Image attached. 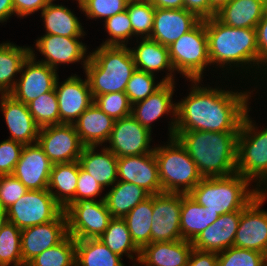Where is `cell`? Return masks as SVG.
Returning a JSON list of instances; mask_svg holds the SVG:
<instances>
[{
  "label": "cell",
  "instance_id": "e575fe53",
  "mask_svg": "<svg viewBox=\"0 0 267 266\" xmlns=\"http://www.w3.org/2000/svg\"><path fill=\"white\" fill-rule=\"evenodd\" d=\"M75 266H125L122 257L113 253L99 238L77 239Z\"/></svg>",
  "mask_w": 267,
  "mask_h": 266
},
{
  "label": "cell",
  "instance_id": "11a10c76",
  "mask_svg": "<svg viewBox=\"0 0 267 266\" xmlns=\"http://www.w3.org/2000/svg\"><path fill=\"white\" fill-rule=\"evenodd\" d=\"M155 8L164 9H182L184 8V0H147Z\"/></svg>",
  "mask_w": 267,
  "mask_h": 266
},
{
  "label": "cell",
  "instance_id": "4dcf8cb0",
  "mask_svg": "<svg viewBox=\"0 0 267 266\" xmlns=\"http://www.w3.org/2000/svg\"><path fill=\"white\" fill-rule=\"evenodd\" d=\"M79 161L53 164L48 191L63 208L75 202Z\"/></svg>",
  "mask_w": 267,
  "mask_h": 266
},
{
  "label": "cell",
  "instance_id": "6f0895ef",
  "mask_svg": "<svg viewBox=\"0 0 267 266\" xmlns=\"http://www.w3.org/2000/svg\"><path fill=\"white\" fill-rule=\"evenodd\" d=\"M231 0H210V18Z\"/></svg>",
  "mask_w": 267,
  "mask_h": 266
},
{
  "label": "cell",
  "instance_id": "8d00e7d4",
  "mask_svg": "<svg viewBox=\"0 0 267 266\" xmlns=\"http://www.w3.org/2000/svg\"><path fill=\"white\" fill-rule=\"evenodd\" d=\"M152 215L153 195H150L123 217L133 242L140 250L151 243Z\"/></svg>",
  "mask_w": 267,
  "mask_h": 266
},
{
  "label": "cell",
  "instance_id": "94428289",
  "mask_svg": "<svg viewBox=\"0 0 267 266\" xmlns=\"http://www.w3.org/2000/svg\"><path fill=\"white\" fill-rule=\"evenodd\" d=\"M76 1V0H75ZM79 2L80 4L82 3V0H77L76 3Z\"/></svg>",
  "mask_w": 267,
  "mask_h": 266
},
{
  "label": "cell",
  "instance_id": "db71d44e",
  "mask_svg": "<svg viewBox=\"0 0 267 266\" xmlns=\"http://www.w3.org/2000/svg\"><path fill=\"white\" fill-rule=\"evenodd\" d=\"M184 8L200 20L210 18V0H184Z\"/></svg>",
  "mask_w": 267,
  "mask_h": 266
},
{
  "label": "cell",
  "instance_id": "7402d4cb",
  "mask_svg": "<svg viewBox=\"0 0 267 266\" xmlns=\"http://www.w3.org/2000/svg\"><path fill=\"white\" fill-rule=\"evenodd\" d=\"M200 21L195 14L185 8H155L153 30L149 38L169 47Z\"/></svg>",
  "mask_w": 267,
  "mask_h": 266
},
{
  "label": "cell",
  "instance_id": "60d3db41",
  "mask_svg": "<svg viewBox=\"0 0 267 266\" xmlns=\"http://www.w3.org/2000/svg\"><path fill=\"white\" fill-rule=\"evenodd\" d=\"M35 123L41 128L60 124V114L55 89L42 94L27 104Z\"/></svg>",
  "mask_w": 267,
  "mask_h": 266
},
{
  "label": "cell",
  "instance_id": "30bf717a",
  "mask_svg": "<svg viewBox=\"0 0 267 266\" xmlns=\"http://www.w3.org/2000/svg\"><path fill=\"white\" fill-rule=\"evenodd\" d=\"M8 222L19 229L54 221L64 210L48 189L29 190L7 210Z\"/></svg>",
  "mask_w": 267,
  "mask_h": 266
},
{
  "label": "cell",
  "instance_id": "603a6c76",
  "mask_svg": "<svg viewBox=\"0 0 267 266\" xmlns=\"http://www.w3.org/2000/svg\"><path fill=\"white\" fill-rule=\"evenodd\" d=\"M0 110L10 131L8 139L31 145L37 143L40 127L35 123L28 106L11 95H1Z\"/></svg>",
  "mask_w": 267,
  "mask_h": 266
},
{
  "label": "cell",
  "instance_id": "2e32d148",
  "mask_svg": "<svg viewBox=\"0 0 267 266\" xmlns=\"http://www.w3.org/2000/svg\"><path fill=\"white\" fill-rule=\"evenodd\" d=\"M83 37H67L45 34L36 39V50L44 56L38 62L47 64L57 71L59 65L76 64L81 62L84 69L87 65L89 54L87 45L80 41ZM88 54V55H87ZM82 60V61H81Z\"/></svg>",
  "mask_w": 267,
  "mask_h": 266
},
{
  "label": "cell",
  "instance_id": "f1b7e54d",
  "mask_svg": "<svg viewBox=\"0 0 267 266\" xmlns=\"http://www.w3.org/2000/svg\"><path fill=\"white\" fill-rule=\"evenodd\" d=\"M265 11V0H231L215 17L234 28H256Z\"/></svg>",
  "mask_w": 267,
  "mask_h": 266
},
{
  "label": "cell",
  "instance_id": "d4e9b609",
  "mask_svg": "<svg viewBox=\"0 0 267 266\" xmlns=\"http://www.w3.org/2000/svg\"><path fill=\"white\" fill-rule=\"evenodd\" d=\"M137 46L130 47L135 67L138 70L157 75L165 70L166 76L160 80L163 82H176L175 71L169 58V48L150 38H135ZM140 40V42L138 41ZM165 69V70H164ZM169 72V73H168Z\"/></svg>",
  "mask_w": 267,
  "mask_h": 266
},
{
  "label": "cell",
  "instance_id": "7a4b0ae2",
  "mask_svg": "<svg viewBox=\"0 0 267 266\" xmlns=\"http://www.w3.org/2000/svg\"><path fill=\"white\" fill-rule=\"evenodd\" d=\"M204 22L211 66L213 65L217 69L219 67L224 72L226 70V74L234 68L238 69H234L233 73L236 71L237 74V71L240 70L242 74L243 72L247 74L251 72L252 68L253 72L251 73H254V76L257 73L264 74L261 76V81L267 77V71L259 64L255 28L230 27L220 22L215 16L205 19ZM225 67L226 69H224Z\"/></svg>",
  "mask_w": 267,
  "mask_h": 266
},
{
  "label": "cell",
  "instance_id": "3957f363",
  "mask_svg": "<svg viewBox=\"0 0 267 266\" xmlns=\"http://www.w3.org/2000/svg\"><path fill=\"white\" fill-rule=\"evenodd\" d=\"M239 132L175 131L203 178L236 173Z\"/></svg>",
  "mask_w": 267,
  "mask_h": 266
},
{
  "label": "cell",
  "instance_id": "ee69618b",
  "mask_svg": "<svg viewBox=\"0 0 267 266\" xmlns=\"http://www.w3.org/2000/svg\"><path fill=\"white\" fill-rule=\"evenodd\" d=\"M218 266H267V255L231 246L218 253Z\"/></svg>",
  "mask_w": 267,
  "mask_h": 266
},
{
  "label": "cell",
  "instance_id": "d6a6232c",
  "mask_svg": "<svg viewBox=\"0 0 267 266\" xmlns=\"http://www.w3.org/2000/svg\"><path fill=\"white\" fill-rule=\"evenodd\" d=\"M104 196L111 216L123 218L150 194L133 183L117 181Z\"/></svg>",
  "mask_w": 267,
  "mask_h": 266
},
{
  "label": "cell",
  "instance_id": "bcb514c9",
  "mask_svg": "<svg viewBox=\"0 0 267 266\" xmlns=\"http://www.w3.org/2000/svg\"><path fill=\"white\" fill-rule=\"evenodd\" d=\"M129 0H84L81 4L78 2L80 11L87 19H104L121 13L126 10Z\"/></svg>",
  "mask_w": 267,
  "mask_h": 266
},
{
  "label": "cell",
  "instance_id": "ba28073f",
  "mask_svg": "<svg viewBox=\"0 0 267 266\" xmlns=\"http://www.w3.org/2000/svg\"><path fill=\"white\" fill-rule=\"evenodd\" d=\"M168 48L169 58L176 73L182 74L187 81L204 78L205 69L211 66L204 20L183 34Z\"/></svg>",
  "mask_w": 267,
  "mask_h": 266
},
{
  "label": "cell",
  "instance_id": "8992f818",
  "mask_svg": "<svg viewBox=\"0 0 267 266\" xmlns=\"http://www.w3.org/2000/svg\"><path fill=\"white\" fill-rule=\"evenodd\" d=\"M166 143L154 149L162 192L188 194L203 177L175 137L169 138Z\"/></svg>",
  "mask_w": 267,
  "mask_h": 266
},
{
  "label": "cell",
  "instance_id": "f907efd6",
  "mask_svg": "<svg viewBox=\"0 0 267 266\" xmlns=\"http://www.w3.org/2000/svg\"><path fill=\"white\" fill-rule=\"evenodd\" d=\"M259 64L267 71V11L256 26Z\"/></svg>",
  "mask_w": 267,
  "mask_h": 266
},
{
  "label": "cell",
  "instance_id": "e0dca14e",
  "mask_svg": "<svg viewBox=\"0 0 267 266\" xmlns=\"http://www.w3.org/2000/svg\"><path fill=\"white\" fill-rule=\"evenodd\" d=\"M175 82H164V84L146 99L132 105V116L145 128L152 132V123L162 118L163 115L172 118L169 121L168 138L174 137L176 125L177 103H173ZM172 113V114H171Z\"/></svg>",
  "mask_w": 267,
  "mask_h": 266
},
{
  "label": "cell",
  "instance_id": "7bdbcfd3",
  "mask_svg": "<svg viewBox=\"0 0 267 266\" xmlns=\"http://www.w3.org/2000/svg\"><path fill=\"white\" fill-rule=\"evenodd\" d=\"M104 22L105 31L110 38L101 43L103 46H128V40L132 39V24L130 22L127 10L115 14Z\"/></svg>",
  "mask_w": 267,
  "mask_h": 266
},
{
  "label": "cell",
  "instance_id": "d590c367",
  "mask_svg": "<svg viewBox=\"0 0 267 266\" xmlns=\"http://www.w3.org/2000/svg\"><path fill=\"white\" fill-rule=\"evenodd\" d=\"M99 239L115 254L123 257L126 256L138 263L140 249L135 245L131 238L127 224L123 218L113 217L105 232ZM136 256V258H135Z\"/></svg>",
  "mask_w": 267,
  "mask_h": 266
},
{
  "label": "cell",
  "instance_id": "9c48e42d",
  "mask_svg": "<svg viewBox=\"0 0 267 266\" xmlns=\"http://www.w3.org/2000/svg\"><path fill=\"white\" fill-rule=\"evenodd\" d=\"M64 213L68 234L75 240L98 239L113 218L104 200L82 199L69 204Z\"/></svg>",
  "mask_w": 267,
  "mask_h": 266
},
{
  "label": "cell",
  "instance_id": "b9f144b4",
  "mask_svg": "<svg viewBox=\"0 0 267 266\" xmlns=\"http://www.w3.org/2000/svg\"><path fill=\"white\" fill-rule=\"evenodd\" d=\"M155 76L156 75L154 74L138 69L132 73L125 90L132 105L138 101L146 99L164 84L162 80L158 83L155 82V79L157 78V76Z\"/></svg>",
  "mask_w": 267,
  "mask_h": 266
},
{
  "label": "cell",
  "instance_id": "cb8c5ba5",
  "mask_svg": "<svg viewBox=\"0 0 267 266\" xmlns=\"http://www.w3.org/2000/svg\"><path fill=\"white\" fill-rule=\"evenodd\" d=\"M241 211L222 214L193 241L194 249L220 253L233 246Z\"/></svg>",
  "mask_w": 267,
  "mask_h": 266
},
{
  "label": "cell",
  "instance_id": "9a60e30c",
  "mask_svg": "<svg viewBox=\"0 0 267 266\" xmlns=\"http://www.w3.org/2000/svg\"><path fill=\"white\" fill-rule=\"evenodd\" d=\"M182 193L162 192L153 195L151 242L182 240Z\"/></svg>",
  "mask_w": 267,
  "mask_h": 266
},
{
  "label": "cell",
  "instance_id": "c3c4849f",
  "mask_svg": "<svg viewBox=\"0 0 267 266\" xmlns=\"http://www.w3.org/2000/svg\"><path fill=\"white\" fill-rule=\"evenodd\" d=\"M24 145L7 139L0 142V175H12Z\"/></svg>",
  "mask_w": 267,
  "mask_h": 266
},
{
  "label": "cell",
  "instance_id": "f35d334b",
  "mask_svg": "<svg viewBox=\"0 0 267 266\" xmlns=\"http://www.w3.org/2000/svg\"><path fill=\"white\" fill-rule=\"evenodd\" d=\"M126 10L132 24V38H149L153 30L155 7L147 0H129Z\"/></svg>",
  "mask_w": 267,
  "mask_h": 266
},
{
  "label": "cell",
  "instance_id": "6da1fadb",
  "mask_svg": "<svg viewBox=\"0 0 267 266\" xmlns=\"http://www.w3.org/2000/svg\"><path fill=\"white\" fill-rule=\"evenodd\" d=\"M201 81L190 80L189 94L176 102L175 131L239 132L255 89L234 92Z\"/></svg>",
  "mask_w": 267,
  "mask_h": 266
},
{
  "label": "cell",
  "instance_id": "ffe728a7",
  "mask_svg": "<svg viewBox=\"0 0 267 266\" xmlns=\"http://www.w3.org/2000/svg\"><path fill=\"white\" fill-rule=\"evenodd\" d=\"M117 169L118 181L133 183L150 195L162 193L154 151L149 154L118 158Z\"/></svg>",
  "mask_w": 267,
  "mask_h": 266
},
{
  "label": "cell",
  "instance_id": "44dd1931",
  "mask_svg": "<svg viewBox=\"0 0 267 266\" xmlns=\"http://www.w3.org/2000/svg\"><path fill=\"white\" fill-rule=\"evenodd\" d=\"M52 166L38 143L24 145L12 175L28 190L48 189Z\"/></svg>",
  "mask_w": 267,
  "mask_h": 266
},
{
  "label": "cell",
  "instance_id": "836d02e7",
  "mask_svg": "<svg viewBox=\"0 0 267 266\" xmlns=\"http://www.w3.org/2000/svg\"><path fill=\"white\" fill-rule=\"evenodd\" d=\"M31 46H18L12 42L0 43V94H10L16 85V75L30 55Z\"/></svg>",
  "mask_w": 267,
  "mask_h": 266
},
{
  "label": "cell",
  "instance_id": "7c38bea8",
  "mask_svg": "<svg viewBox=\"0 0 267 266\" xmlns=\"http://www.w3.org/2000/svg\"><path fill=\"white\" fill-rule=\"evenodd\" d=\"M38 145L53 164L79 161L84 145L73 124H55L39 129Z\"/></svg>",
  "mask_w": 267,
  "mask_h": 266
},
{
  "label": "cell",
  "instance_id": "816d5d0a",
  "mask_svg": "<svg viewBox=\"0 0 267 266\" xmlns=\"http://www.w3.org/2000/svg\"><path fill=\"white\" fill-rule=\"evenodd\" d=\"M14 13L19 18L32 15L37 11H42L52 0H12Z\"/></svg>",
  "mask_w": 267,
  "mask_h": 266
},
{
  "label": "cell",
  "instance_id": "1f68e13d",
  "mask_svg": "<svg viewBox=\"0 0 267 266\" xmlns=\"http://www.w3.org/2000/svg\"><path fill=\"white\" fill-rule=\"evenodd\" d=\"M220 215L199 205L189 194L182 193L180 228L183 240L193 241Z\"/></svg>",
  "mask_w": 267,
  "mask_h": 266
},
{
  "label": "cell",
  "instance_id": "4316f807",
  "mask_svg": "<svg viewBox=\"0 0 267 266\" xmlns=\"http://www.w3.org/2000/svg\"><path fill=\"white\" fill-rule=\"evenodd\" d=\"M115 120L106 115L95 103L90 105L73 123L83 145L103 146L107 143ZM103 144V145H102Z\"/></svg>",
  "mask_w": 267,
  "mask_h": 266
},
{
  "label": "cell",
  "instance_id": "8fae6325",
  "mask_svg": "<svg viewBox=\"0 0 267 266\" xmlns=\"http://www.w3.org/2000/svg\"><path fill=\"white\" fill-rule=\"evenodd\" d=\"M30 47V55L23 62L19 77L11 95L16 101L28 104L44 93L55 89L58 72L47 64L38 62L35 50Z\"/></svg>",
  "mask_w": 267,
  "mask_h": 266
},
{
  "label": "cell",
  "instance_id": "83f0119b",
  "mask_svg": "<svg viewBox=\"0 0 267 266\" xmlns=\"http://www.w3.org/2000/svg\"><path fill=\"white\" fill-rule=\"evenodd\" d=\"M96 149L97 146L84 147L80 166L103 188L113 186L118 181V158L105 146H101V152Z\"/></svg>",
  "mask_w": 267,
  "mask_h": 266
},
{
  "label": "cell",
  "instance_id": "7dc6e473",
  "mask_svg": "<svg viewBox=\"0 0 267 266\" xmlns=\"http://www.w3.org/2000/svg\"><path fill=\"white\" fill-rule=\"evenodd\" d=\"M29 190L13 175H0V204L7 210Z\"/></svg>",
  "mask_w": 267,
  "mask_h": 266
},
{
  "label": "cell",
  "instance_id": "484cf974",
  "mask_svg": "<svg viewBox=\"0 0 267 266\" xmlns=\"http://www.w3.org/2000/svg\"><path fill=\"white\" fill-rule=\"evenodd\" d=\"M192 249V242L183 239L151 242L140 250L138 264L141 266H186Z\"/></svg>",
  "mask_w": 267,
  "mask_h": 266
},
{
  "label": "cell",
  "instance_id": "f5cc1de1",
  "mask_svg": "<svg viewBox=\"0 0 267 266\" xmlns=\"http://www.w3.org/2000/svg\"><path fill=\"white\" fill-rule=\"evenodd\" d=\"M186 266H218V253L193 248Z\"/></svg>",
  "mask_w": 267,
  "mask_h": 266
},
{
  "label": "cell",
  "instance_id": "52a82bcc",
  "mask_svg": "<svg viewBox=\"0 0 267 266\" xmlns=\"http://www.w3.org/2000/svg\"><path fill=\"white\" fill-rule=\"evenodd\" d=\"M249 112L242 121L237 138L236 173L251 183L256 182L259 191L267 192V128L258 130L259 126Z\"/></svg>",
  "mask_w": 267,
  "mask_h": 266
},
{
  "label": "cell",
  "instance_id": "ab89813d",
  "mask_svg": "<svg viewBox=\"0 0 267 266\" xmlns=\"http://www.w3.org/2000/svg\"><path fill=\"white\" fill-rule=\"evenodd\" d=\"M26 266L22 260L21 229L8 222L0 230V266Z\"/></svg>",
  "mask_w": 267,
  "mask_h": 266
},
{
  "label": "cell",
  "instance_id": "5bb4252c",
  "mask_svg": "<svg viewBox=\"0 0 267 266\" xmlns=\"http://www.w3.org/2000/svg\"><path fill=\"white\" fill-rule=\"evenodd\" d=\"M153 132L143 127L132 115L115 120L108 139V148L117 158L152 153L149 144Z\"/></svg>",
  "mask_w": 267,
  "mask_h": 266
},
{
  "label": "cell",
  "instance_id": "681fc988",
  "mask_svg": "<svg viewBox=\"0 0 267 266\" xmlns=\"http://www.w3.org/2000/svg\"><path fill=\"white\" fill-rule=\"evenodd\" d=\"M104 188L87 173L79 163L78 182L75 191V202L82 199L104 200L105 196H100ZM99 196V199L97 197ZM96 198V199H95Z\"/></svg>",
  "mask_w": 267,
  "mask_h": 266
},
{
  "label": "cell",
  "instance_id": "5b68a950",
  "mask_svg": "<svg viewBox=\"0 0 267 266\" xmlns=\"http://www.w3.org/2000/svg\"><path fill=\"white\" fill-rule=\"evenodd\" d=\"M251 182L234 173L225 177L202 178L188 194L199 204L219 215L241 211L261 191ZM255 187V188H254Z\"/></svg>",
  "mask_w": 267,
  "mask_h": 266
},
{
  "label": "cell",
  "instance_id": "f546056e",
  "mask_svg": "<svg viewBox=\"0 0 267 266\" xmlns=\"http://www.w3.org/2000/svg\"><path fill=\"white\" fill-rule=\"evenodd\" d=\"M54 1L56 0H52L41 11L45 34L84 37L86 32L76 14L62 4H55Z\"/></svg>",
  "mask_w": 267,
  "mask_h": 266
},
{
  "label": "cell",
  "instance_id": "ac0fdd59",
  "mask_svg": "<svg viewBox=\"0 0 267 266\" xmlns=\"http://www.w3.org/2000/svg\"><path fill=\"white\" fill-rule=\"evenodd\" d=\"M60 124H73L78 117L94 103L87 78L81 79L74 74L61 83L59 77L55 84Z\"/></svg>",
  "mask_w": 267,
  "mask_h": 266
},
{
  "label": "cell",
  "instance_id": "f6af8a7d",
  "mask_svg": "<svg viewBox=\"0 0 267 266\" xmlns=\"http://www.w3.org/2000/svg\"><path fill=\"white\" fill-rule=\"evenodd\" d=\"M94 103L106 115L118 120L132 114V104L125 92L106 93L94 97Z\"/></svg>",
  "mask_w": 267,
  "mask_h": 266
},
{
  "label": "cell",
  "instance_id": "277c9868",
  "mask_svg": "<svg viewBox=\"0 0 267 266\" xmlns=\"http://www.w3.org/2000/svg\"><path fill=\"white\" fill-rule=\"evenodd\" d=\"M135 70L130 47L103 45L89 52L84 68L93 98L106 93L125 92Z\"/></svg>",
  "mask_w": 267,
  "mask_h": 266
},
{
  "label": "cell",
  "instance_id": "680465c9",
  "mask_svg": "<svg viewBox=\"0 0 267 266\" xmlns=\"http://www.w3.org/2000/svg\"><path fill=\"white\" fill-rule=\"evenodd\" d=\"M8 223V216L6 209L0 204V230Z\"/></svg>",
  "mask_w": 267,
  "mask_h": 266
},
{
  "label": "cell",
  "instance_id": "d6986e66",
  "mask_svg": "<svg viewBox=\"0 0 267 266\" xmlns=\"http://www.w3.org/2000/svg\"><path fill=\"white\" fill-rule=\"evenodd\" d=\"M68 235L64 211L54 220L21 230L22 260L27 265L44 250L60 243Z\"/></svg>",
  "mask_w": 267,
  "mask_h": 266
},
{
  "label": "cell",
  "instance_id": "4fadbf2b",
  "mask_svg": "<svg viewBox=\"0 0 267 266\" xmlns=\"http://www.w3.org/2000/svg\"><path fill=\"white\" fill-rule=\"evenodd\" d=\"M266 200L267 192H261L241 210L234 247L267 255V210L261 208Z\"/></svg>",
  "mask_w": 267,
  "mask_h": 266
},
{
  "label": "cell",
  "instance_id": "91938a15",
  "mask_svg": "<svg viewBox=\"0 0 267 266\" xmlns=\"http://www.w3.org/2000/svg\"><path fill=\"white\" fill-rule=\"evenodd\" d=\"M265 11H267V0H265Z\"/></svg>",
  "mask_w": 267,
  "mask_h": 266
},
{
  "label": "cell",
  "instance_id": "9f6ffc18",
  "mask_svg": "<svg viewBox=\"0 0 267 266\" xmlns=\"http://www.w3.org/2000/svg\"><path fill=\"white\" fill-rule=\"evenodd\" d=\"M14 13V5L12 0H0V23L7 22Z\"/></svg>",
  "mask_w": 267,
  "mask_h": 266
},
{
  "label": "cell",
  "instance_id": "74e56055",
  "mask_svg": "<svg viewBox=\"0 0 267 266\" xmlns=\"http://www.w3.org/2000/svg\"><path fill=\"white\" fill-rule=\"evenodd\" d=\"M75 239L69 234L57 245L44 250L26 266H75Z\"/></svg>",
  "mask_w": 267,
  "mask_h": 266
}]
</instances>
